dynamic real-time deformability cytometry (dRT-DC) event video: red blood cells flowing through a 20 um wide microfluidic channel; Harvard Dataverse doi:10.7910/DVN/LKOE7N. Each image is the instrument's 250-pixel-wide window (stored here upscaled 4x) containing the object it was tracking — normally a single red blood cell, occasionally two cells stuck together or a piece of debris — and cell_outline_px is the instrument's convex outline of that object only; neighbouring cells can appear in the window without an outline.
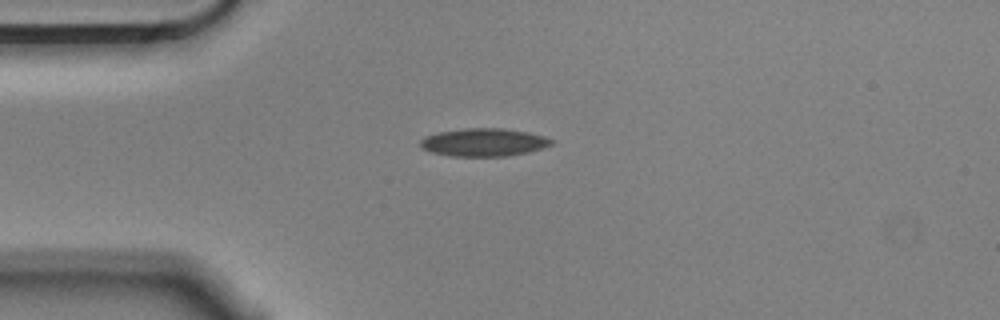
{"species": "Egyptian fruit bat (a non-hibernating species)", "species_latin": "Rousettus aegyptiacus", "temperature_condition": "cold", "stored_images_in_passage": 1, "camera_frame_rate_fps": 3000, "um_per_image_px": 0.085, "animal": {"sex": "male"}, "frame": {"image": 1, "passage_image": 1, "time_ms": 0.0, "image_size_px": [1000, 320], "cell_outline_px": [[556, 140], [552, 144], [528, 152], [508, 156], [452, 156], [432, 152], [420, 148], [420, 140], [424, 136], [436, 132], [464, 128], [504, 128], [528, 132], [544, 136]], "centroid_in_image_um": [41.1, 12.09], "position_along_channel_um": 43.9, "area_um2": 21.5}}